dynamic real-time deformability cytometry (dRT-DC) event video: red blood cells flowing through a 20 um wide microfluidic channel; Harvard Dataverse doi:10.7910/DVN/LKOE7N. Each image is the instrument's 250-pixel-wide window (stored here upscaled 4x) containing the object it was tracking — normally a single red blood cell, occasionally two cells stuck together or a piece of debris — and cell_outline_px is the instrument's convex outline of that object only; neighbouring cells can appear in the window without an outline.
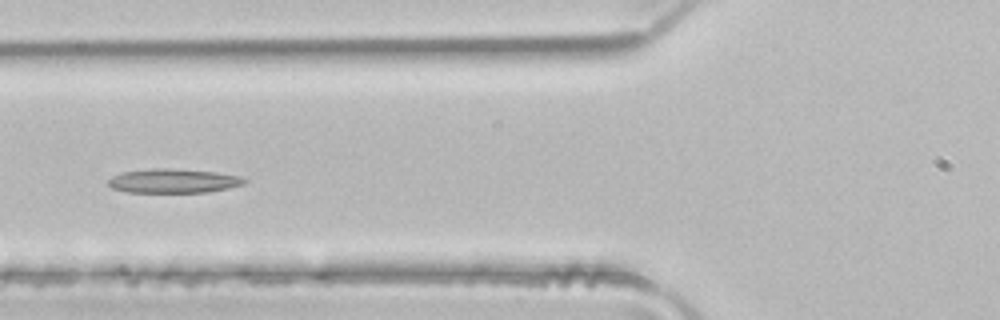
{"species": "common noctule bat (a hibernating species)", "species_latin": "Nyctalus noctula", "temperature_condition": "room temperature", "stored_images_in_passage": 5, "camera_frame_rate_fps": 3000, "um_per_image_px": 0.085, "animal": {"sex": "male", "body_mass_g": 21.5, "forearm_length_mm": 52.0}, "frame": {"image": 1, "passage_image": 5, "time_ms": 1.333, "image_size_px": [1000, 320], "cell_outline_px": [[248, 180], [244, 184], [228, 188], [208, 192], [128, 192], [112, 188], [108, 184], [108, 180], [112, 176], [124, 172], [152, 168], [172, 168], [216, 172], [240, 176]], "centroid_in_image_um": [14.75, 15.37], "position_along_channel_um": 111.0, "area_um2": 19.13}}